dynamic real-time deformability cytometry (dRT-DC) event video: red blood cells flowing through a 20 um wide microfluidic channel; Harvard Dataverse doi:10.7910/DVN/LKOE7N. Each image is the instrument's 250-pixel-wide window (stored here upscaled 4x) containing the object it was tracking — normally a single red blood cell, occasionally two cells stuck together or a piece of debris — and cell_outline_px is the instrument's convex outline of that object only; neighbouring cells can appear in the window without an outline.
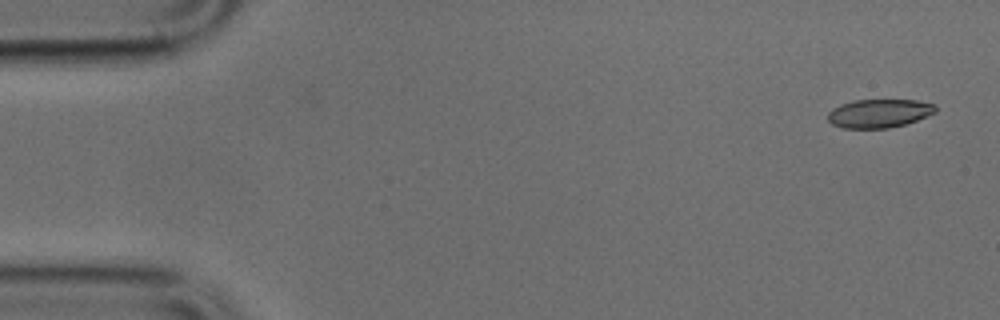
{"species": "common noctule bat (a hibernating species)", "species_latin": "Nyctalus noctula", "temperature_condition": "cold", "stored_images_in_passage": 50, "camera_frame_rate_fps": 3000, "um_per_image_px": 0.085, "animal": {"sex": "male", "body_mass_g": 17.9, "forearm_length_mm": 54.2}, "frame": {"image": 1, "passage_image": 1, "time_ms": 0.0, "image_size_px": [1000, 320], "cell_outline_px": [[936, 112], [916, 120], [904, 124], [888, 128], [844, 128], [832, 124], [828, 120], [828, 112], [832, 108], [840, 104], [856, 100], [916, 100], [936, 104]], "centroid_in_image_um": [74.71, 9.63], "position_along_channel_um": 10.3, "area_um2": 17.86}}
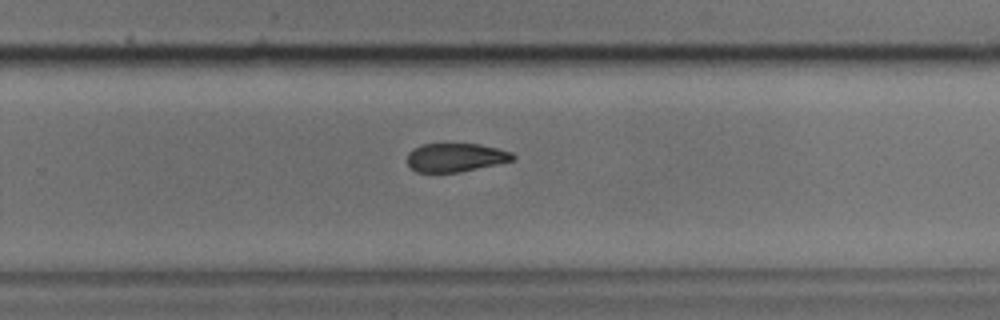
{"frame": {"image": 2, "passage_image": 31, "time_ms": 10.0, "image_size_px": [1000, 320], "cell_outline_px": [[516, 156], [512, 160], [496, 164], [460, 172], [416, 172], [408, 164], [408, 152], [412, 148], [424, 144], [480, 144], [512, 152]], "centroid_in_image_um": [38.71, 13.38], "position_along_channel_um": 291.1, "area_um2": 17.46}}
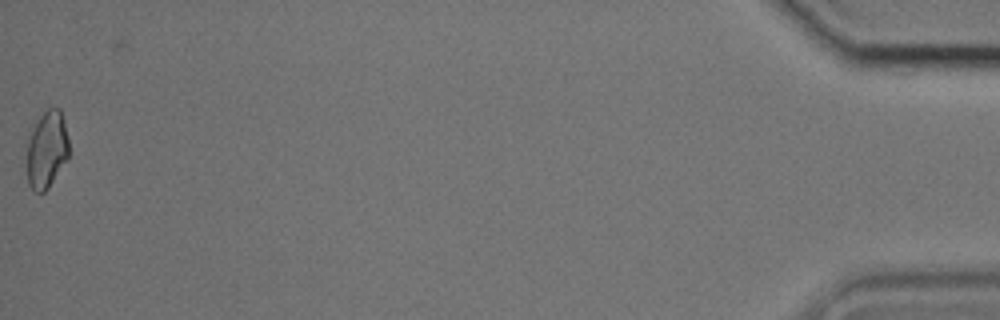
{"frame": {"image": 3, "passage_image": 49, "time_ms": 16.0, "image_size_px": [1000, 320], "cell_outline_px": [[68, 156], [48, 188], [44, 192], [36, 192], [28, 184], [28, 140], [32, 128], [36, 120], [48, 108], [60, 108], [64, 120], [68, 136]], "centroid_in_image_um": [3.98, 12.68], "position_along_channel_um": 431.2, "area_um2": 18.61}}